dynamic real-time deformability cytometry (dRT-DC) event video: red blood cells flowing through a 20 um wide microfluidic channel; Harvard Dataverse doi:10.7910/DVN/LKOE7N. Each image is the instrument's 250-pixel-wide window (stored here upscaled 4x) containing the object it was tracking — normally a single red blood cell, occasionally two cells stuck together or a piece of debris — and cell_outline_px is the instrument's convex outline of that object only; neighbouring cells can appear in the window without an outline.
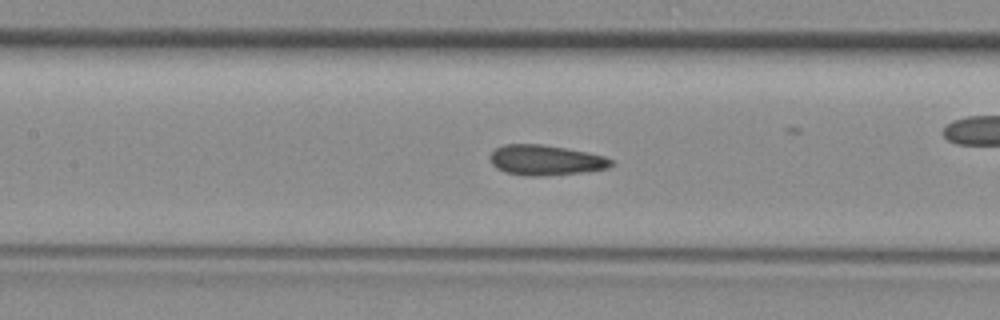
{"species": "common noctule bat (a hibernating species)", "species_latin": "Nyctalus noctula", "temperature_condition": "room temperature", "stored_images_in_passage": 49, "camera_frame_rate_fps": 3000, "um_per_image_px": 0.085, "animal": {"sex": "female", "body_mass_g": 29.2, "forearm_length_mm": 56.3}, "frame": {"image": 1, "passage_image": 22, "time_ms": 7.0, "image_size_px": [1000, 320], "cell_outline_px": [[616, 164], [608, 168], [580, 172], [540, 176], [528, 176], [504, 172], [496, 168], [492, 164], [492, 152], [496, 148], [504, 144], [540, 144], [568, 148], [588, 152], [604, 156], [612, 160]], "centroid_in_image_um": [46.4, 13.61], "position_along_channel_um": 161.0, "area_um2": 21.27}}
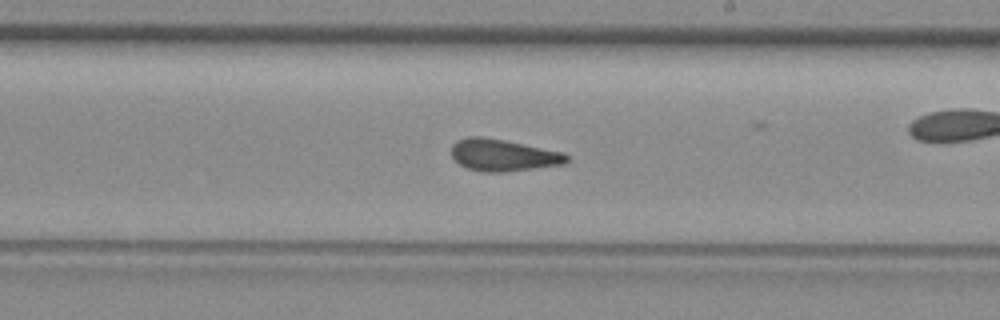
{"frame": {"image": 2, "passage_image": 28, "time_ms": 9.0, "image_size_px": [1000, 320], "cell_outline_px": [[568, 164], [504, 172], [480, 172], [468, 168], [460, 164], [452, 156], [452, 144], [456, 140], [468, 136], [480, 136], [504, 140], [564, 152], [568, 156]], "centroid_in_image_um": [42.79, 13.19], "position_along_channel_um": 246.2, "area_um2": 21.56}}